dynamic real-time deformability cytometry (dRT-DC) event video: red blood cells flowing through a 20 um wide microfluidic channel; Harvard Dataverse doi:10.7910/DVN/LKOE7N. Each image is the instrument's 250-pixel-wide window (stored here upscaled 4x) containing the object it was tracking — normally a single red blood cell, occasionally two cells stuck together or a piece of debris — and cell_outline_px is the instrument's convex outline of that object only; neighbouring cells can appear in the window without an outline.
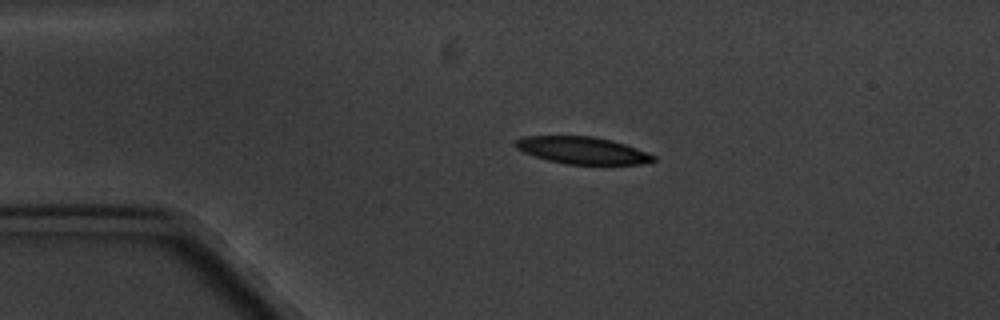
{"species": "common noctule bat (a hibernating species)", "species_latin": "Nyctalus noctula", "temperature_condition": "cold", "stored_images_in_passage": 3, "camera_frame_rate_fps": 3000, "um_per_image_px": 0.085, "animal": {"sex": "male", "body_mass_g": 20.1, "forearm_length_mm": 53.5}, "frame": {"image": 1, "passage_image": 2, "time_ms": 2.0, "image_size_px": [1000, 320], "cell_outline_px": [[656, 160], [640, 164], [564, 164], [548, 160], [524, 152], [516, 148], [512, 144], [516, 140], [524, 136], [592, 136], [612, 140], [636, 148], [656, 156]], "centroid_in_image_um": [49.48, 12.78], "position_along_channel_um": 35.5, "area_um2": 21.68}}